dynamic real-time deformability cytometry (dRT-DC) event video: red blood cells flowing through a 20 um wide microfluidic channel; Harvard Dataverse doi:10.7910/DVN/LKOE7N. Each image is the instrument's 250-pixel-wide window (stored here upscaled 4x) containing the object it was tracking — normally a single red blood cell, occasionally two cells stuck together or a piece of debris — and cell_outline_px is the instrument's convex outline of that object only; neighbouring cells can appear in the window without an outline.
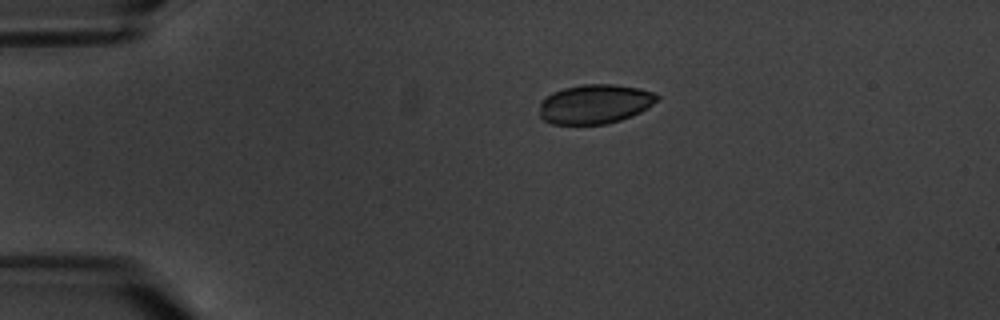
{"species": "common noctule bat (a hibernating species)", "species_latin": "Nyctalus noctula", "temperature_condition": "warm", "stored_images_in_passage": 2, "camera_frame_rate_fps": 3000, "um_per_image_px": 0.085, "animal": {"sex": "male", "body_mass_g": 20.1, "forearm_length_mm": 53.5}, "frame": {"image": 1, "passage_image": 1, "time_ms": 0.0, "image_size_px": [1000, 320], "cell_outline_px": [[660, 96], [648, 108], [632, 116], [620, 120], [604, 124], [552, 124], [544, 120], [540, 116], [540, 100], [544, 96], [552, 92], [564, 88], [584, 84], [616, 84], [640, 88], [656, 92]], "centroid_in_image_um": [50.57, 8.83], "position_along_channel_um": 34.4, "area_um2": 27.22}}